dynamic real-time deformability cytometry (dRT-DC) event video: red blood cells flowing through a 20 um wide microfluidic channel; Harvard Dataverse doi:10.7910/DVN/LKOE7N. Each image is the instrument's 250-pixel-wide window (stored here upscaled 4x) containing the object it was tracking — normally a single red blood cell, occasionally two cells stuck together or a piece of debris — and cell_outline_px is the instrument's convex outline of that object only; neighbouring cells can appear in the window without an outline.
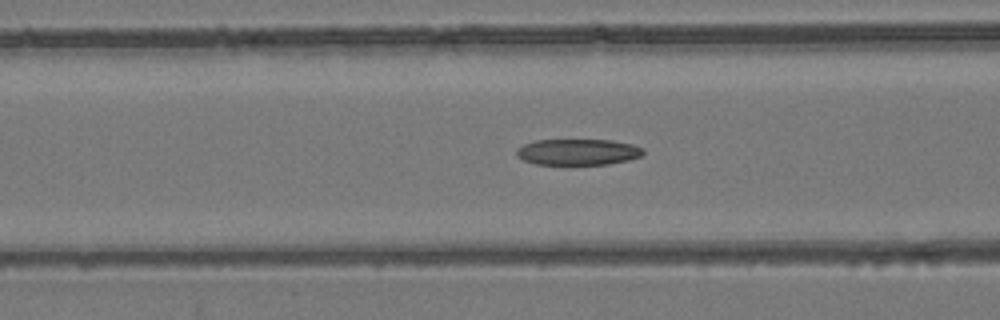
{"species": "common noctule bat (a hibernating species)", "species_latin": "Nyctalus noctula", "temperature_condition": "room temperature", "stored_images_in_passage": 53, "camera_frame_rate_fps": 3000, "um_per_image_px": 0.085, "animal": {"sex": "female", "body_mass_g": 24.6, "forearm_length_mm": 56.2}, "frame": {"image": 1, "passage_image": 21, "time_ms": 6.667, "image_size_px": [1000, 320], "cell_outline_px": [[644, 152], [640, 156], [628, 160], [608, 164], [536, 164], [524, 160], [516, 156], [516, 148], [524, 144], [536, 140], [612, 140], [632, 144], [644, 148]], "centroid_in_image_um": [49.11, 12.91], "position_along_channel_um": 117.5, "area_um2": 19.25}}
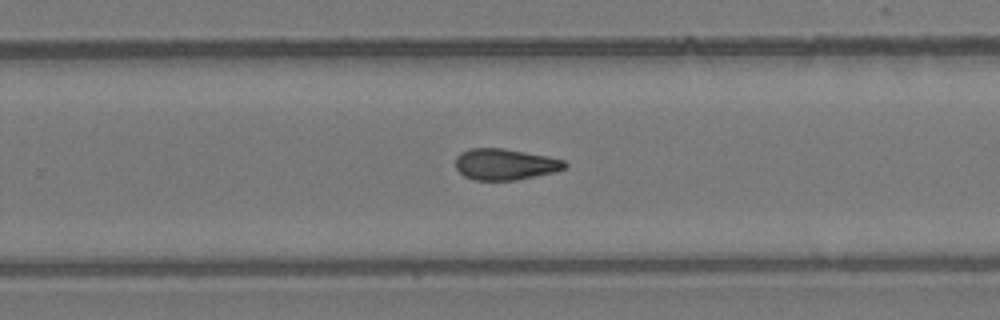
{"frame": {"image": 2, "passage_image": 34, "time_ms": 11.0, "image_size_px": [1000, 320], "cell_outline_px": [[568, 164], [564, 168], [552, 172], [536, 176], [516, 180], [476, 180], [464, 176], [456, 168], [456, 156], [460, 152], [468, 148], [504, 148], [548, 156], [564, 160]], "centroid_in_image_um": [42.91, 13.95], "position_along_channel_um": 286.9, "area_um2": 19.88}}
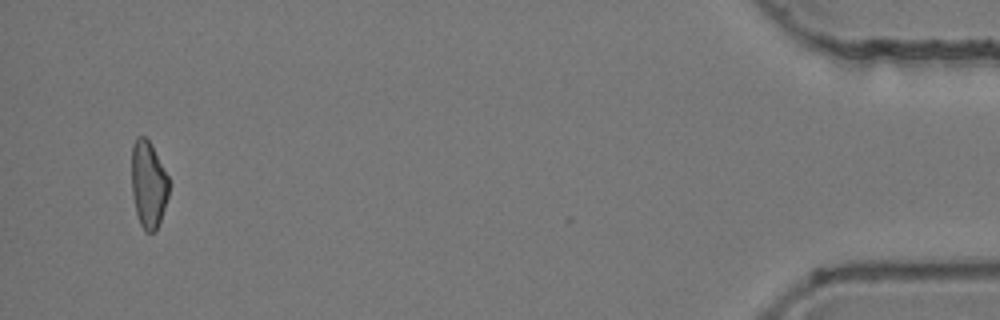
{"frame": {"image": 3, "passage_image": 51, "time_ms": 16.667, "image_size_px": [1000, 320], "cell_outline_px": [[168, 196], [156, 232], [144, 232], [140, 224], [136, 212], [132, 192], [132, 144], [136, 136], [144, 136], [152, 144], [168, 176]], "centroid_in_image_um": [12.6, 15.66], "position_along_channel_um": 422.6, "area_um2": 18.9}, "authors_computed_cell_mechanics": {"area_um2": 20.1722, "velocity_mm_per_s": 3.9148, "shape_relaxation_time_tau1_ms": null, "shape_relaxation_time_tau2_ms": 2.2037, "deformation_change_tau1": null, "deformation_change_tau2": 0.0967}}